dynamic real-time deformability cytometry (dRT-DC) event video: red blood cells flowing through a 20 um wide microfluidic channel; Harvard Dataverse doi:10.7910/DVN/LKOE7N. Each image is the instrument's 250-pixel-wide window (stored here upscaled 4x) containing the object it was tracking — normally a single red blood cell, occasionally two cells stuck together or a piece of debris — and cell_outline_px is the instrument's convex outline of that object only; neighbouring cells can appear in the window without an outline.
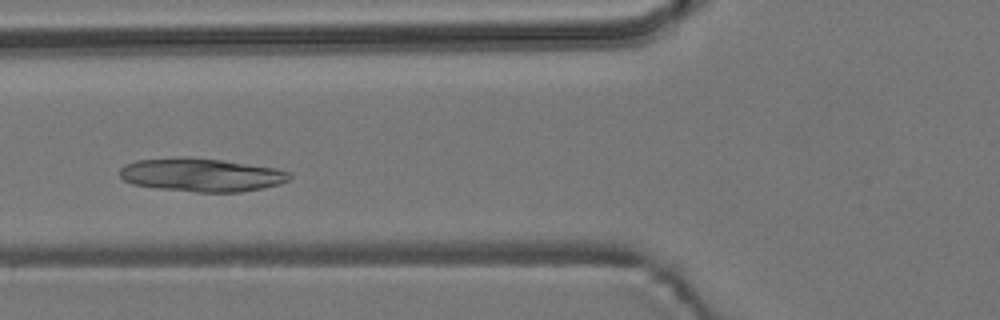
{"species": "common noctule bat (a hibernating species)", "species_latin": "Nyctalus noctula", "temperature_condition": "room temperature", "stored_images_in_passage": 5, "camera_frame_rate_fps": 3000, "um_per_image_px": 0.085, "animal": {"sex": "male", "body_mass_g": 19.2, "forearm_length_mm": 51.8}, "frame": {"image": 1, "passage_image": 4, "time_ms": 1.0, "image_size_px": [1000, 320], "cell_outline_px": [[292, 176], [288, 180], [280, 184], [264, 188], [240, 192], [196, 192], [156, 188], [132, 184], [124, 180], [120, 176], [120, 168], [124, 164], [136, 160], [180, 156], [188, 156], [224, 160], [276, 168], [288, 172]], "centroid_in_image_um": [17.1, 14.85], "position_along_channel_um": 108.7, "area_um2": 33.41}}
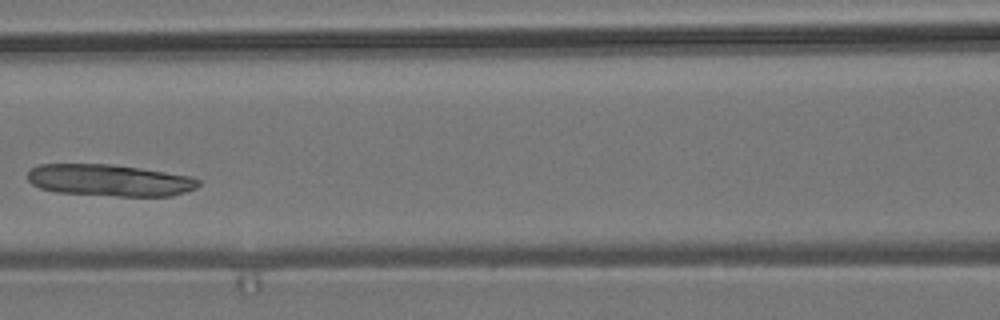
{"frame": {"image": 2, "passage_image": 5, "time_ms": 1.333, "image_size_px": [1000, 320], "cell_outline_px": [[200, 184], [196, 188], [172, 196], [116, 196], [56, 192], [40, 188], [32, 184], [28, 180], [28, 172], [32, 168], [40, 164], [112, 164], [140, 168], [192, 176], [200, 180]], "centroid_in_image_um": [9.33, 15.32], "position_along_channel_um": 157.3, "area_um2": 31.73}}